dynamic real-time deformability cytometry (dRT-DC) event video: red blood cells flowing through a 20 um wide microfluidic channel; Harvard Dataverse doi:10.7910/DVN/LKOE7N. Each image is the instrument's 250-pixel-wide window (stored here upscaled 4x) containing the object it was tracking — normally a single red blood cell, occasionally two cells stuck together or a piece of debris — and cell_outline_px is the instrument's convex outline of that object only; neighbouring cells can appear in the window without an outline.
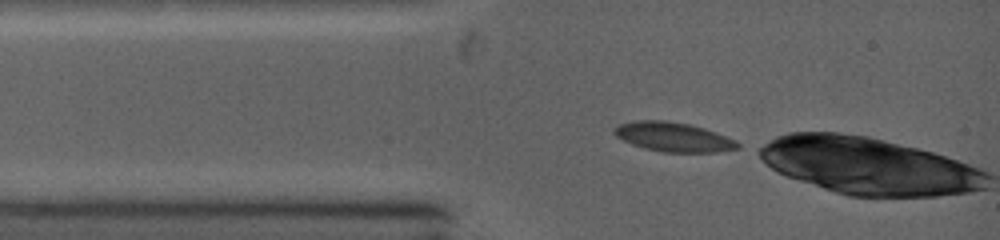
{"species": "common noctule bat (a hibernating species)", "species_latin": "Nyctalus noctula", "temperature_condition": "warm", "stored_images_in_passage": 56, "camera_frame_rate_fps": 5000, "um_per_image_px": 0.085, "animal": {"sex": "female", "body_mass_g": 19.0, "forearm_length_mm": 53.3}, "frame": {"image": 1, "passage_image": 1, "time_ms": 0.0, "image_size_px": [1000, 240], "cell_outline_px": [[740, 148], [716, 152], [664, 152], [644, 148], [632, 144], [616, 136], [612, 132], [612, 128], [620, 124], [632, 120], [668, 120], [692, 124], [716, 132], [736, 140], [740, 144]], "centroid_in_image_um": [57.23, 11.63], "position_along_channel_um": 27.8, "area_um2": 21.33}}
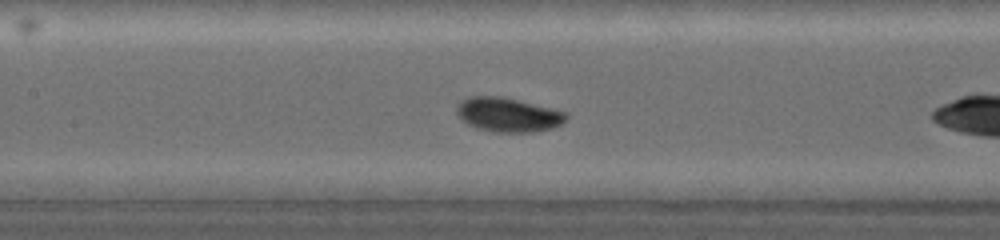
{"frame": {"image": 2, "passage_image": 18, "time_ms": 3.4, "image_size_px": [1000, 240], "cell_outline_px": [[568, 120], [564, 124], [552, 128], [532, 132], [492, 132], [476, 128], [460, 120], [456, 116], [456, 108], [464, 100], [472, 96], [496, 96], [516, 100], [552, 108], [568, 112]], "centroid_in_image_um": [43.21, 9.78], "position_along_channel_um": 164.2, "area_um2": 21.91}}
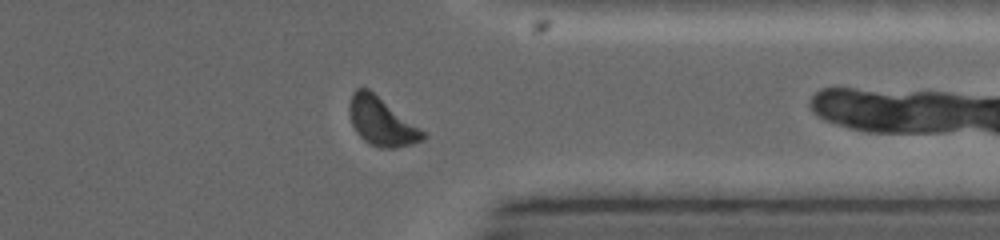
{"frame": {"image": 3, "passage_image": 43, "time_ms": 8.4, "image_size_px": [1000, 240], "cell_outline_px": [[428, 136], [424, 140], [412, 144], [396, 148], [380, 148], [364, 140], [356, 132], [352, 124], [348, 112], [348, 104], [352, 92], [356, 88], [368, 88], [424, 132]], "centroid_in_image_um": [32.39, 10.33], "position_along_channel_um": 379.0, "area_um2": 20.46}, "authors_computed_cell_mechanics": {"area_um2": 20.8658, "velocity_mm_per_s": 4.3533, "shape_relaxation_time_tau1_ms": 3.5335, "shape_relaxation_time_tau2_ms": null, "deformation_change_tau1": 0.141, "deformation_change_tau2": null}}